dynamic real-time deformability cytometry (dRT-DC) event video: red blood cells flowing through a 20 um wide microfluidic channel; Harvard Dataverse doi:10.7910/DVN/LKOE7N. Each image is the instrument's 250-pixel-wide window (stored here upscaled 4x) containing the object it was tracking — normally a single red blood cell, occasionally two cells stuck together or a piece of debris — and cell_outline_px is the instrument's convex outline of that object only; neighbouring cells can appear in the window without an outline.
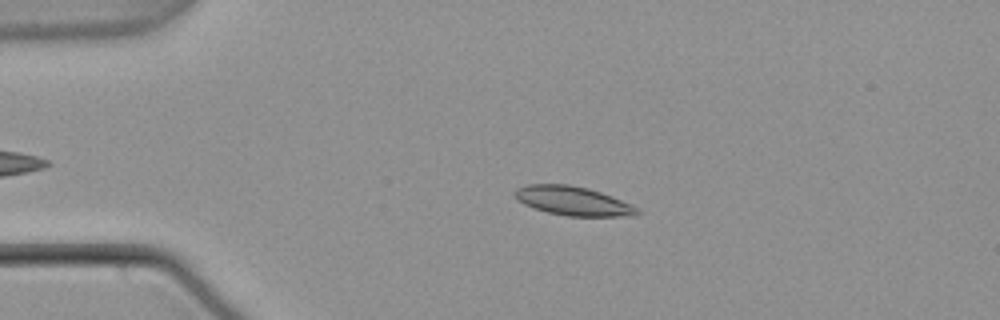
{"species": "common noctule bat (a hibernating species)", "species_latin": "Nyctalus noctula", "temperature_condition": "warm", "stored_images_in_passage": 46, "camera_frame_rate_fps": 3000, "um_per_image_px": 0.085, "animal": {"sex": "male", "body_mass_g": 21.5, "forearm_length_mm": 52.0}, "frame": {"image": 1, "passage_image": 12, "time_ms": 3.667, "image_size_px": [1000, 320], "cell_outline_px": [[640, 212], [636, 216], [568, 216], [548, 212], [524, 204], [516, 200], [512, 196], [512, 192], [516, 188], [528, 184], [568, 184], [588, 188], [612, 196], [632, 204], [640, 208]], "centroid_in_image_um": [48.7, 17.07], "position_along_channel_um": 36.3, "area_um2": 20.92}}
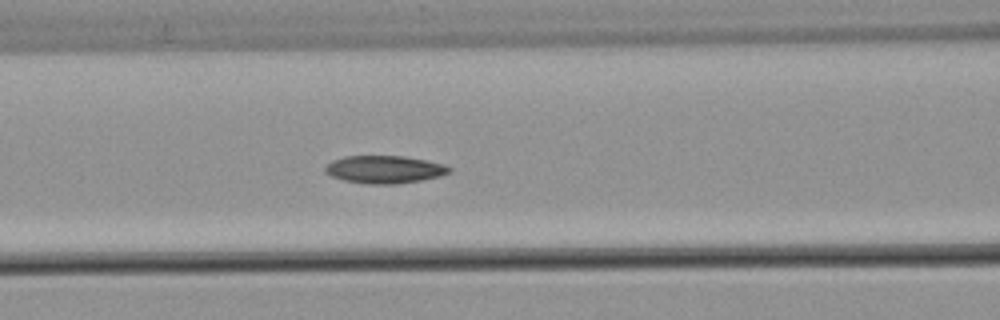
{"frame": {"image": 2, "passage_image": 23, "time_ms": 7.333, "image_size_px": [1000, 320], "cell_outline_px": [[452, 172], [440, 176], [420, 180], [396, 184], [368, 184], [344, 180], [332, 176], [324, 172], [324, 168], [332, 160], [344, 156], [404, 156], [444, 164], [452, 168]], "centroid_in_image_um": [32.68, 14.4], "position_along_channel_um": 133.9, "area_um2": 20.0}}
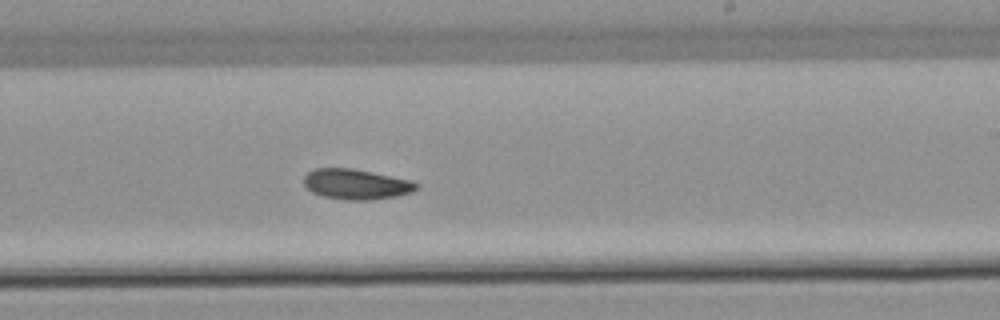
{"frame": {"image": 3, "passage_image": 33, "time_ms": 10.667, "image_size_px": [1000, 320], "cell_outline_px": [[420, 184], [412, 192], [396, 196], [372, 200], [348, 200], [324, 196], [312, 192], [304, 184], [304, 176], [308, 172], [316, 168], [352, 168], [412, 180]], "centroid_in_image_um": [30.29, 15.65], "position_along_channel_um": 258.7, "area_um2": 19.83}, "authors_computed_cell_mechanics": {"area_um2": 19.9121, "velocity_mm_per_s": 3.7593, "shape_relaxation_time_tau1_ms": 5.5521, "shape_relaxation_time_tau2_ms": null, "deformation_change_tau1": 0.1269, "deformation_change_tau2": null}}